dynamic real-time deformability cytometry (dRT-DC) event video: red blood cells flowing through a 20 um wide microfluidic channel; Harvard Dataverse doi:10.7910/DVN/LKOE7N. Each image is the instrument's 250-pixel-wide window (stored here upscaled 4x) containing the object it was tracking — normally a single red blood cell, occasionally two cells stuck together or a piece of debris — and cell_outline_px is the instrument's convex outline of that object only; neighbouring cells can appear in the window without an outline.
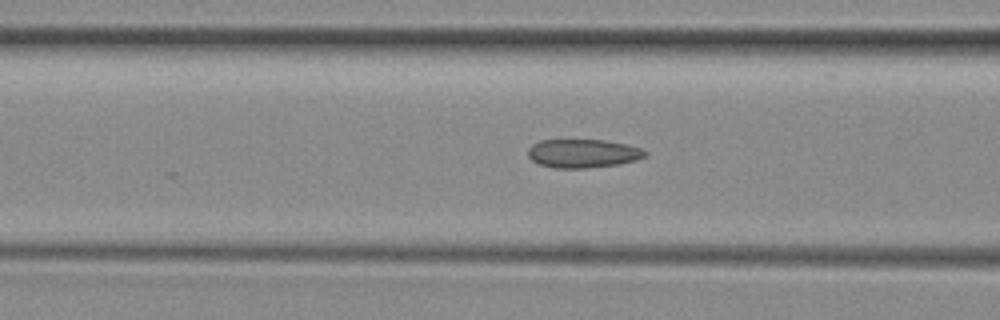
{"species": "common noctule bat (a hibernating species)", "species_latin": "Nyctalus noctula", "temperature_condition": "room temperature", "stored_images_in_passage": 24, "camera_frame_rate_fps": 3000, "um_per_image_px": 0.085, "animal": {"sex": "female", "body_mass_g": 29.2, "forearm_length_mm": 56.3}, "frame": {"image": 1, "passage_image": 20, "time_ms": 6.333, "image_size_px": [1000, 320], "cell_outline_px": [[648, 156], [636, 160], [620, 164], [588, 168], [552, 168], [540, 164], [532, 160], [528, 156], [528, 148], [532, 144], [540, 140], [604, 140], [624, 144], [640, 148], [648, 152]], "centroid_in_image_um": [49.55, 13.05], "position_along_channel_um": 117.0, "area_um2": 19.59}}
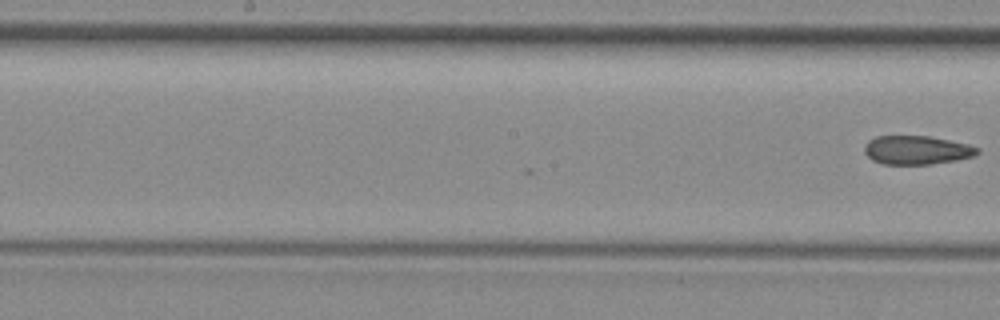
{"frame": {"image": 2, "passage_image": 24, "time_ms": 7.667, "image_size_px": [1000, 320], "cell_outline_px": [[980, 152], [972, 156], [956, 160], [928, 164], [884, 164], [872, 160], [864, 152], [864, 144], [868, 140], [876, 136], [928, 136], [968, 144], [980, 148]], "centroid_in_image_um": [77.89, 12.75], "position_along_channel_um": 170.3, "area_um2": 18.84}}